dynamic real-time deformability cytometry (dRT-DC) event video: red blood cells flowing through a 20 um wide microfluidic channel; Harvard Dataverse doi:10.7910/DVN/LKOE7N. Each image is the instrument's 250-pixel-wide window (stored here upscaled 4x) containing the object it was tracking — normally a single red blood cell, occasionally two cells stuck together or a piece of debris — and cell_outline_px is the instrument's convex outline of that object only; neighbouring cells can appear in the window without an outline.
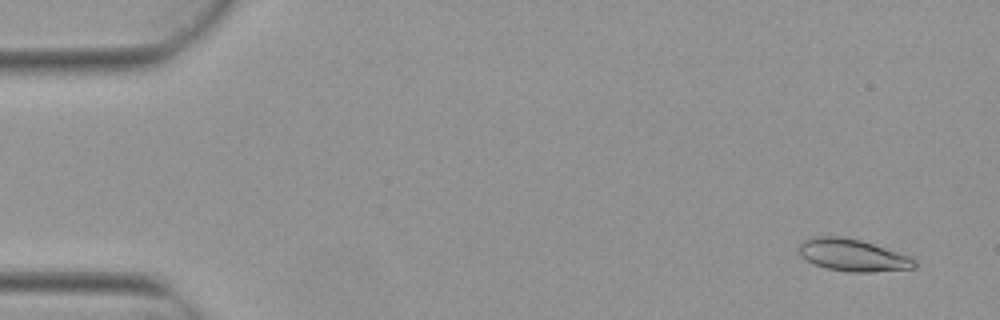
{"species": "Egyptian fruit bat (a non-hibernating species)", "species_latin": "Rousettus aegyptiacus", "temperature_condition": "warm", "stored_images_in_passage": 5, "camera_frame_rate_fps": 3000, "um_per_image_px": 0.085, "animal": {"sex": "female"}, "frame": {"image": 1, "passage_image": 1, "time_ms": 0.0, "image_size_px": [1000, 320], "cell_outline_px": [[916, 268], [872, 272], [852, 272], [828, 268], [816, 264], [800, 256], [796, 248], [800, 240], [812, 236], [840, 236], [860, 240], [908, 256], [916, 260]], "centroid_in_image_um": [72.41, 21.67], "position_along_channel_um": 12.6, "area_um2": 21.62}}